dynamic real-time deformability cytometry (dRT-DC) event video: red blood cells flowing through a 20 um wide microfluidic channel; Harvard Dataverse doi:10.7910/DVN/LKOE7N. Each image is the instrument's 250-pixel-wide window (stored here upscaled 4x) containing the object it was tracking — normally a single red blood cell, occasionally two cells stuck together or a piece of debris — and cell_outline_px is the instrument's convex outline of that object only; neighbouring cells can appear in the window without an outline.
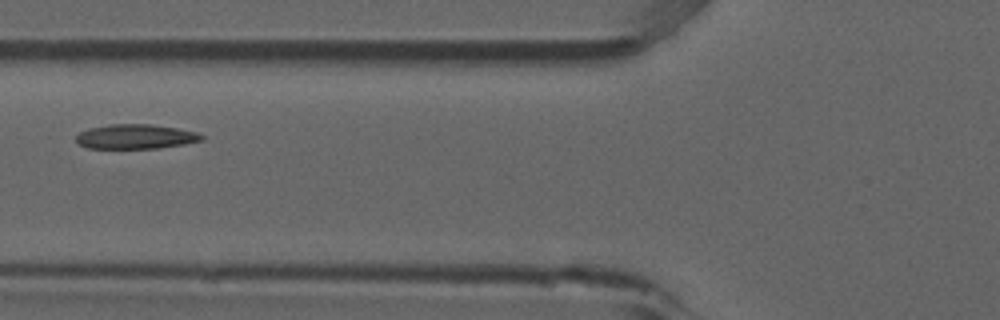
{"species": "common noctule bat (a hibernating species)", "species_latin": "Nyctalus noctula", "temperature_condition": "room temperature", "stored_images_in_passage": 5, "camera_frame_rate_fps": 3000, "um_per_image_px": 0.085, "animal": {"sex": "male", "forearm_length_mm": 52.5}, "frame": {"image": 1, "passage_image": 5, "time_ms": 1.333, "image_size_px": [1000, 320], "cell_outline_px": [[204, 140], [184, 144], [160, 148], [88, 148], [80, 144], [76, 140], [76, 136], [80, 132], [88, 128], [108, 124], [152, 124], [176, 128], [196, 132], [204, 136]], "centroid_in_image_um": [11.53, 11.6], "position_along_channel_um": 114.3, "area_um2": 17.98}}